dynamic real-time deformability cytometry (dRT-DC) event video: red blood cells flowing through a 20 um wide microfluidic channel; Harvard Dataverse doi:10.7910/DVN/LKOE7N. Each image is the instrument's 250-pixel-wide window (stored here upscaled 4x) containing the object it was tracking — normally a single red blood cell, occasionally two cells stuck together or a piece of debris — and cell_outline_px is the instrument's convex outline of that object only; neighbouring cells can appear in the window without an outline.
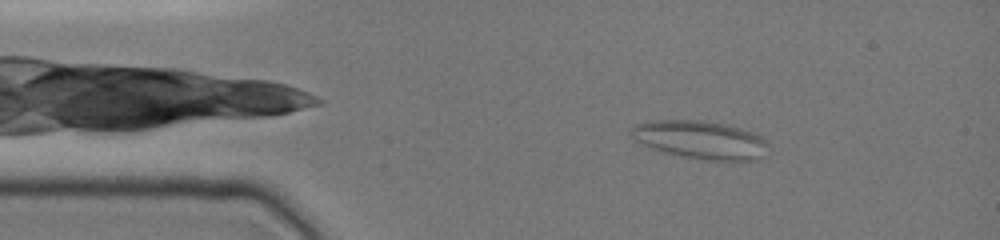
{"species": "common noctule bat (a hibernating species)", "species_latin": "Nyctalus noctula", "temperature_condition": "cold", "stored_images_in_passage": 50, "segment_of_instrument_passage": [1, 2], "camera_frame_rate_fps": 3000, "um_per_image_px": 0.085, "animal": {"sex": "female", "body_mass_g": 19.0, "forearm_length_mm": 51.5}, "frame": {"image": 1, "passage_image": 7, "time_ms": 2.0, "image_size_px": [1000, 240], "cell_outline_px": [[768, 156], [756, 160], [704, 160], [680, 156], [648, 148], [640, 144], [628, 132], [628, 128], [636, 124], [648, 120], [700, 120], [728, 124], [752, 132], [768, 140]], "centroid_in_image_um": [59.53, 11.88], "position_along_channel_um": 25.5, "area_um2": 31.21}}
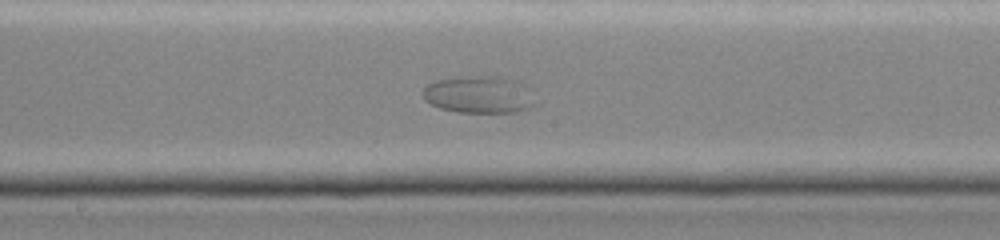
{"frame": {"image": 2, "passage_image": 26, "time_ms": 8.333, "image_size_px": [1000, 240], "cell_outline_px": [[536, 104], [532, 108], [516, 112], [460, 112], [440, 108], [424, 100], [424, 88], [428, 84], [436, 80], [460, 76], [496, 76], [516, 80], [520, 84]], "centroid_in_image_um": [40.67, 8.04], "position_along_channel_um": 207.5, "area_um2": 23.99}}
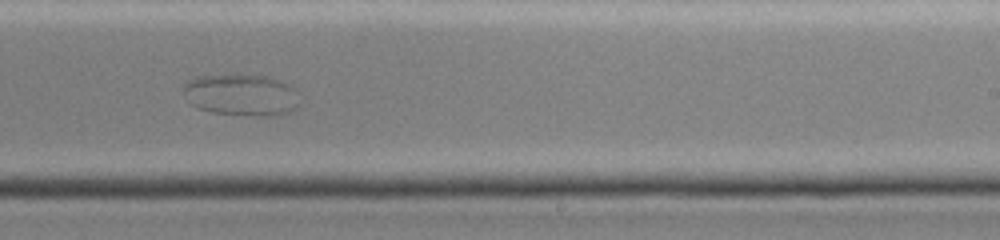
{"frame": {"image": 3, "passage_image": 31, "time_ms": 10.0, "image_size_px": [1000, 240], "cell_outline_px": [[296, 108], [292, 112], [276, 116], [248, 116], [212, 112], [200, 108], [192, 104], [188, 100], [184, 92], [184, 84], [188, 80], [196, 76], [268, 76], [292, 84], [296, 88]], "centroid_in_image_um": [20.56, 8.09], "position_along_channel_um": 268.4, "area_um2": 28.09}}